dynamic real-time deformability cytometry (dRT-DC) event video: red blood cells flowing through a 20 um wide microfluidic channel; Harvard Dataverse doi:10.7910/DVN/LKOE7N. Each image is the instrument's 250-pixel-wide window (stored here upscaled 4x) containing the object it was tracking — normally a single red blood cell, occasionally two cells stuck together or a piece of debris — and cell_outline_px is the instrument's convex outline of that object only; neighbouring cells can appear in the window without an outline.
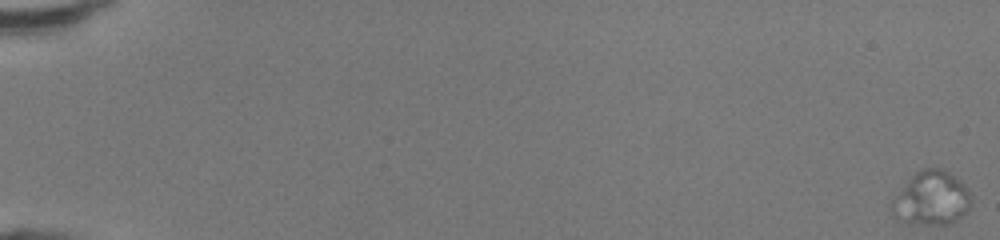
{"species": "human", "species_latin": "Homo sapiens", "temperature_condition": "room temperature", "stored_images_in_passage": 39, "camera_frame_rate_fps": 3000, "um_per_image_px": 0.085, "donor": {"sex": "female"}, "frame": {"image": 1, "passage_image": 1, "time_ms": 0.0, "image_size_px": [1000, 240], "cell_outline_px": [[972, 200], [968, 208], [960, 216], [948, 224], [924, 224], [896, 220], [892, 216], [888, 204], [908, 180], [916, 172], [924, 168], [940, 168], [948, 172], [960, 180], [968, 188], [972, 196]], "centroid_in_image_um": [79.13, 16.86], "position_along_channel_um": 5.9, "area_um2": 24.91}}
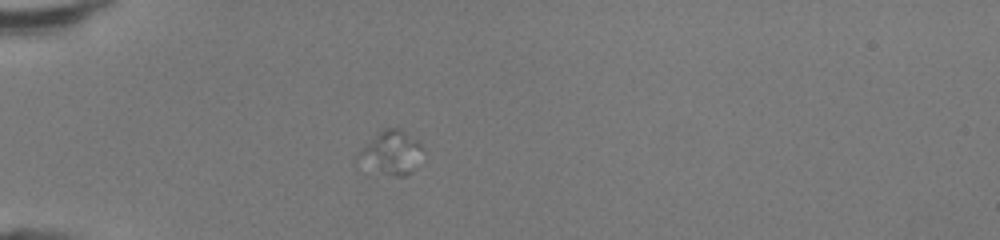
{"frame": {"image": 2, "passage_image": 17, "time_ms": 5.333, "image_size_px": [1000, 240], "cell_outline_px": [[424, 164], [412, 172], [404, 176], [396, 176], [352, 164], [352, 160], [356, 152], [376, 132], [384, 128], [400, 128], [420, 140]], "centroid_in_image_um": [33.21, 12.98], "position_along_channel_um": 51.8, "area_um2": 17.74}}